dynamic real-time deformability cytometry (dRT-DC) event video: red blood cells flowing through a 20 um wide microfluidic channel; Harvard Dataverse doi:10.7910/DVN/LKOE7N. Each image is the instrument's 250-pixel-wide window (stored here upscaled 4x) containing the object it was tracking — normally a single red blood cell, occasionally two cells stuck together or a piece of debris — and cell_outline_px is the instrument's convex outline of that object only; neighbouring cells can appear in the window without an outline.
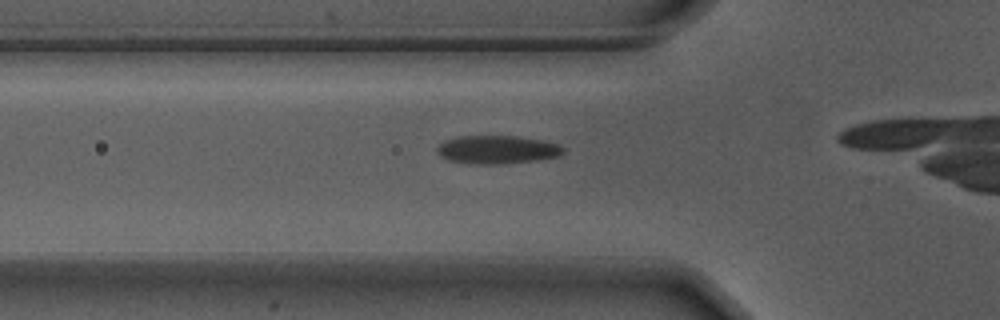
{"species": "Egyptian fruit bat (a non-hibernating species)", "species_latin": "Rousettus aegyptiacus", "temperature_condition": "warm", "stored_images_in_passage": 17, "camera_frame_rate_fps": 3000, "um_per_image_px": 0.085, "animal": {"sex": "male"}, "frame": {"image": 1, "passage_image": 12, "time_ms": 3.667, "image_size_px": [1000, 320], "cell_outline_px": [[564, 152], [556, 156], [532, 160], [492, 164], [480, 164], [448, 160], [440, 156], [436, 152], [436, 148], [444, 140], [460, 136], [520, 136], [544, 140], [560, 144], [564, 148]], "centroid_in_image_um": [42.24, 12.69], "position_along_channel_um": 83.6, "area_um2": 20.58}}
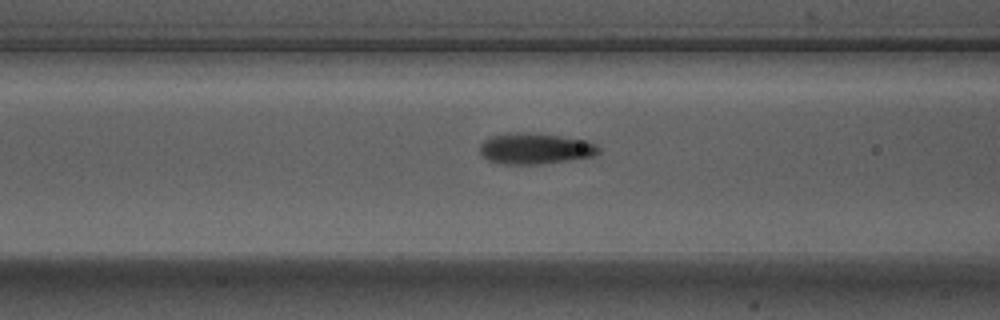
{"frame": {"image": 2, "passage_image": 15, "time_ms": 4.667, "image_size_px": [1000, 320], "cell_outline_px": [[600, 152], [592, 156], [568, 160], [540, 164], [504, 164], [488, 160], [480, 152], [480, 144], [484, 140], [492, 136], [508, 132], [528, 132], [560, 136], [584, 140], [596, 144], [600, 148]], "centroid_in_image_um": [45.47, 12.62], "position_along_channel_um": 121.1, "area_um2": 21.39}}